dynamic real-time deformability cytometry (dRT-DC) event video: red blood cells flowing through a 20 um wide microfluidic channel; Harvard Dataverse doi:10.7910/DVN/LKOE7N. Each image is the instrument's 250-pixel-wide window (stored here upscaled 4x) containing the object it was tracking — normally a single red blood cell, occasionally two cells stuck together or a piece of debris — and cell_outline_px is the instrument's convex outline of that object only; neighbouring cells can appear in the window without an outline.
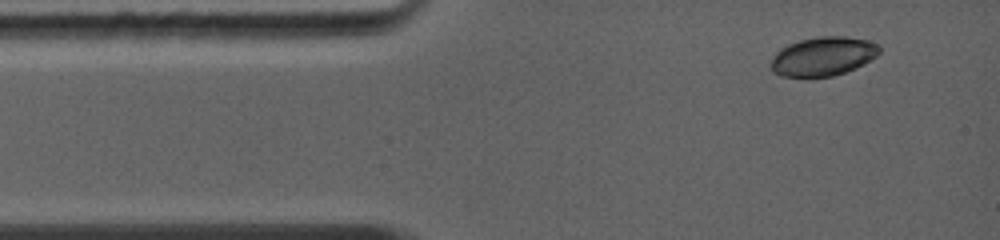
{"species": "common noctule bat (a hibernating species)", "species_latin": "Nyctalus noctula", "temperature_condition": "warm", "stored_images_in_passage": 9, "camera_frame_rate_fps": 5000, "um_per_image_px": 0.085, "animal": {"sex": "female", "body_mass_g": 19.0, "forearm_length_mm": 56.7}, "frame": {"image": 1, "passage_image": 1, "time_ms": 0.0, "image_size_px": [1000, 240], "cell_outline_px": [[880, 52], [876, 56], [864, 64], [856, 68], [832, 76], [780, 76], [772, 72], [768, 64], [772, 56], [780, 48], [788, 44], [800, 40], [816, 36], [844, 36], [868, 40], [880, 44]], "centroid_in_image_um": [69.93, 4.78], "position_along_channel_um": 15.1, "area_um2": 24.91}}
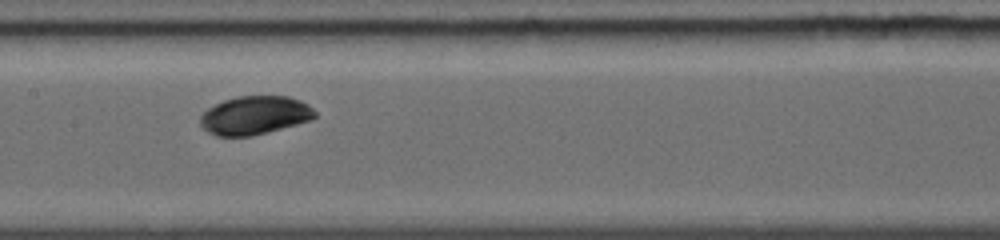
{"frame": {"image": 2, "passage_image": 6, "time_ms": 5.0, "image_size_px": [1000, 240], "cell_outline_px": [[316, 116], [312, 120], [268, 132], [252, 136], [216, 136], [208, 132], [200, 124], [200, 116], [208, 108], [224, 100], [236, 96], [288, 96], [300, 100], [308, 104], [316, 112]], "centroid_in_image_um": [21.67, 9.8], "position_along_channel_um": 185.7, "area_um2": 25.78}}
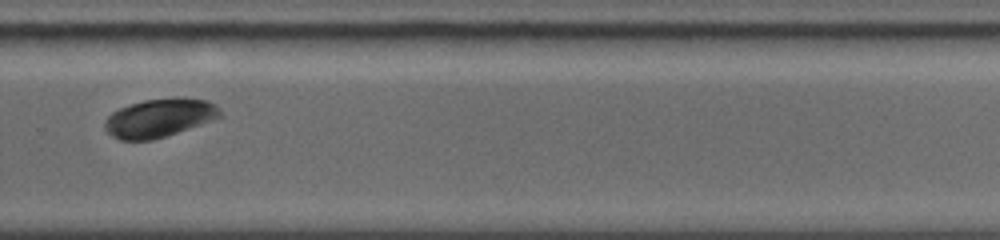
{"frame": {"image": 3, "passage_image": 9, "time_ms": 8.0, "image_size_px": [1000, 240], "cell_outline_px": [[224, 116], [152, 140], [120, 140], [112, 136], [104, 128], [104, 120], [112, 112], [120, 108], [144, 100], [180, 96], [208, 100], [216, 104], [220, 108]], "centroid_in_image_um": [13.58, 10.0], "position_along_channel_um": 316.2, "area_um2": 25.95}}